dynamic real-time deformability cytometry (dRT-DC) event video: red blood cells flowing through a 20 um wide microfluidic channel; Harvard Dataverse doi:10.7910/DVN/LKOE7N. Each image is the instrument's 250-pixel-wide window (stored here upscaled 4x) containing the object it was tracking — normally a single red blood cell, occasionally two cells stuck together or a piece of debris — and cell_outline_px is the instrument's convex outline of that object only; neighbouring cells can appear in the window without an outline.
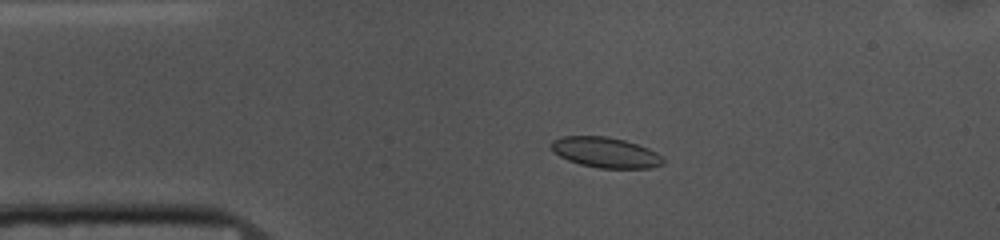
{"species": "common noctule bat (a hibernating species)", "species_latin": "Nyctalus noctula", "temperature_condition": "cold", "stored_images_in_passage": 47, "camera_frame_rate_fps": 3000, "um_per_image_px": 0.085, "animal": {"sex": "female", "body_mass_g": 10.0, "forearm_length_mm": 53.1}, "frame": {"image": 1, "passage_image": 4, "time_ms": 1.0, "image_size_px": [1000, 240], "cell_outline_px": [[664, 164], [652, 168], [600, 168], [580, 164], [568, 160], [552, 152], [552, 140], [564, 136], [608, 136], [624, 140], [648, 148], [656, 152], [664, 160]], "centroid_in_image_um": [51.47, 12.96], "position_along_channel_um": 33.5, "area_um2": 19.77}}
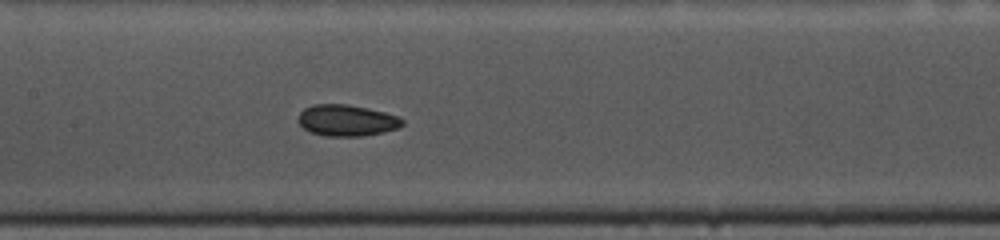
{"frame": {"image": 2, "passage_image": 18, "time_ms": 5.667, "image_size_px": [1000, 240], "cell_outline_px": [[404, 124], [400, 128], [384, 132], [364, 136], [324, 136], [312, 132], [304, 128], [296, 120], [300, 112], [304, 108], [312, 104], [348, 104], [368, 108], [400, 116], [404, 120]], "centroid_in_image_um": [29.5, 10.23], "position_along_channel_um": 177.9, "area_um2": 19.31}}
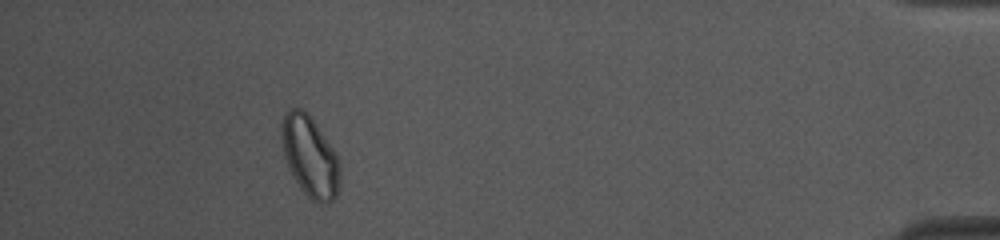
{"frame": {"image": 3, "passage_image": 42, "time_ms": 13.667, "image_size_px": [1000, 240], "cell_outline_px": [[340, 180], [336, 196], [328, 204], [320, 204], [312, 200], [300, 188], [284, 156], [280, 136], [280, 124], [288, 108], [304, 108], [308, 112], [336, 152], [340, 160]], "centroid_in_image_um": [26.35, 13.26], "position_along_channel_um": 408.8, "area_um2": 27.8}, "authors_computed_cell_mechanics": {"area_um2": 19.3052, "velocity_mm_per_s": 3.6793, "shape_relaxation_time_tau1_ms": 4.9447, "shape_relaxation_time_tau2_ms": 1.6615, "deformation_change_tau1": 0.094, "deformation_change_tau2": 0.046}}